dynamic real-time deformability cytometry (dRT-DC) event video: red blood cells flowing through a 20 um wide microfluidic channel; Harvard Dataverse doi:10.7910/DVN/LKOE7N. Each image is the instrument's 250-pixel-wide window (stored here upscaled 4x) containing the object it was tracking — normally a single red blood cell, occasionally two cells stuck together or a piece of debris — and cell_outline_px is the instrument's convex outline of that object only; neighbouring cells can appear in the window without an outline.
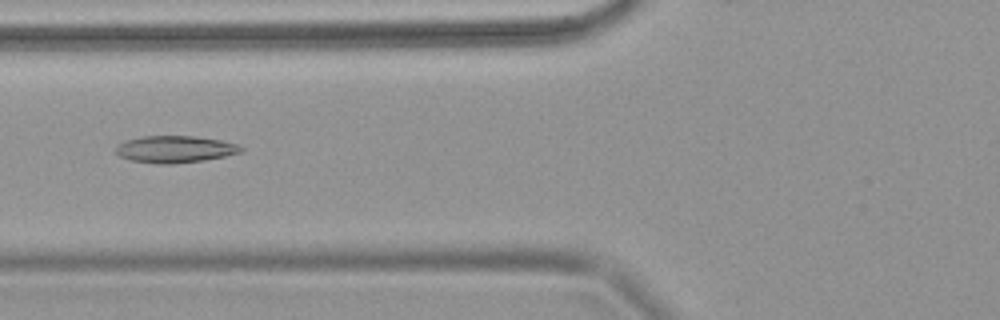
{"species": "common noctule bat (a hibernating species)", "species_latin": "Nyctalus noctula", "temperature_condition": "warm", "stored_images_in_passage": 3, "camera_frame_rate_fps": 3000, "um_per_image_px": 0.085, "animal": {"sex": "female", "body_mass_g": 18.4}, "frame": {"image": 1, "passage_image": 2, "time_ms": 0.333, "image_size_px": [1000, 320], "cell_outline_px": [[244, 152], [204, 160], [172, 164], [160, 164], [132, 160], [120, 156], [116, 152], [116, 144], [124, 140], [144, 136], [192, 136], [220, 140], [236, 144], [244, 148]], "centroid_in_image_um": [14.87, 12.68], "position_along_channel_um": 110.9, "area_um2": 19.59}}